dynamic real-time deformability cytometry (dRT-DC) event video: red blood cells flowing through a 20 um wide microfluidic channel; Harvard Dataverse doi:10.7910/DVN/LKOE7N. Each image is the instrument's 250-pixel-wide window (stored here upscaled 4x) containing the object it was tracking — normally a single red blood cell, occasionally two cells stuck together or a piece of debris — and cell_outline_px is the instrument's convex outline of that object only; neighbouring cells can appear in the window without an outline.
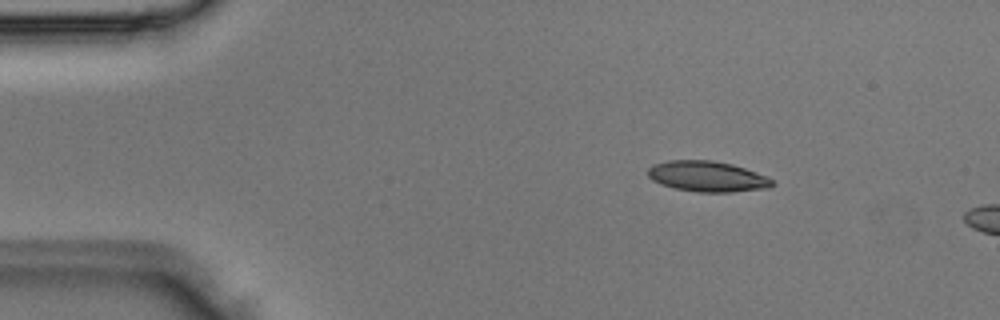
{"species": "Egyptian fruit bat (a non-hibernating species)", "species_latin": "Rousettus aegyptiacus", "temperature_condition": "room temperature", "stored_images_in_passage": 2, "camera_frame_rate_fps": 3000, "um_per_image_px": 0.085, "animal": {"sex": "male"}, "frame": {"image": 1, "passage_image": 1, "time_ms": 0.0, "image_size_px": [1000, 320], "cell_outline_px": [[776, 184], [768, 188], [732, 192], [696, 192], [676, 188], [660, 184], [652, 180], [648, 176], [648, 168], [652, 164], [668, 160], [712, 160], [732, 164], [768, 176]], "centroid_in_image_um": [60.12, 14.99], "position_along_channel_um": 24.9, "area_um2": 22.31}}